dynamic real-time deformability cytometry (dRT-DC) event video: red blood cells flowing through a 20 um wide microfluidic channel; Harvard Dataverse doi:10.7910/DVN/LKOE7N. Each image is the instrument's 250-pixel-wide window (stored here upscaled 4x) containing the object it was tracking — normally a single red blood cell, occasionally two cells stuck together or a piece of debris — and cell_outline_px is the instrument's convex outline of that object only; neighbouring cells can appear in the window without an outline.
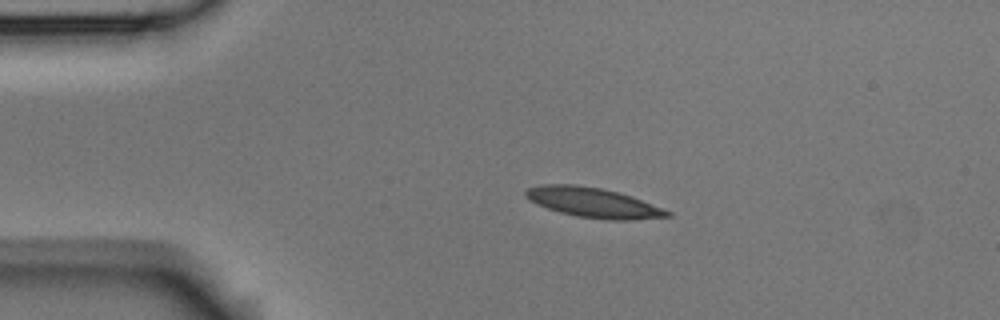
{"species": "Egyptian fruit bat (a non-hibernating species)", "species_latin": "Rousettus aegyptiacus", "temperature_condition": "room temperature", "stored_images_in_passage": 1, "camera_frame_rate_fps": 3000, "um_per_image_px": 0.085, "animal": {"sex": "male"}, "frame": {"image": 1, "passage_image": 1, "time_ms": 0.0, "image_size_px": [1000, 320], "cell_outline_px": [[672, 216], [632, 220], [608, 220], [576, 216], [560, 212], [536, 204], [528, 200], [524, 196], [524, 192], [528, 188], [540, 184], [576, 184], [600, 188], [632, 196], [672, 212]], "centroid_in_image_um": [50.39, 17.22], "position_along_channel_um": 34.6, "area_um2": 24.68}}